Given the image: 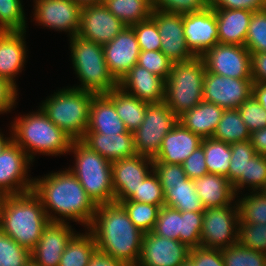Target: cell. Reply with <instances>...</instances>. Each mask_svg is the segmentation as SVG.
<instances>
[{
	"label": "cell",
	"instance_id": "6da1fadb",
	"mask_svg": "<svg viewBox=\"0 0 266 266\" xmlns=\"http://www.w3.org/2000/svg\"><path fill=\"white\" fill-rule=\"evenodd\" d=\"M32 192L40 199L50 222L72 220L85 229L92 224L97 205L69 169L34 178Z\"/></svg>",
	"mask_w": 266,
	"mask_h": 266
},
{
	"label": "cell",
	"instance_id": "7a4b0ae2",
	"mask_svg": "<svg viewBox=\"0 0 266 266\" xmlns=\"http://www.w3.org/2000/svg\"><path fill=\"white\" fill-rule=\"evenodd\" d=\"M88 230L95 238L98 251L128 266L137 265L144 233L134 225L120 203L98 205Z\"/></svg>",
	"mask_w": 266,
	"mask_h": 266
},
{
	"label": "cell",
	"instance_id": "3957f363",
	"mask_svg": "<svg viewBox=\"0 0 266 266\" xmlns=\"http://www.w3.org/2000/svg\"><path fill=\"white\" fill-rule=\"evenodd\" d=\"M49 222L40 199L32 191L3 197L0 230L30 252Z\"/></svg>",
	"mask_w": 266,
	"mask_h": 266
},
{
	"label": "cell",
	"instance_id": "277c9868",
	"mask_svg": "<svg viewBox=\"0 0 266 266\" xmlns=\"http://www.w3.org/2000/svg\"><path fill=\"white\" fill-rule=\"evenodd\" d=\"M14 119L10 130L12 141L33 162L36 154L56 157L69 152L73 139L56 126L40 108Z\"/></svg>",
	"mask_w": 266,
	"mask_h": 266
},
{
	"label": "cell",
	"instance_id": "5b68a950",
	"mask_svg": "<svg viewBox=\"0 0 266 266\" xmlns=\"http://www.w3.org/2000/svg\"><path fill=\"white\" fill-rule=\"evenodd\" d=\"M95 93L67 87L42 101L40 109L73 140H81L87 130L89 110Z\"/></svg>",
	"mask_w": 266,
	"mask_h": 266
},
{
	"label": "cell",
	"instance_id": "8992f818",
	"mask_svg": "<svg viewBox=\"0 0 266 266\" xmlns=\"http://www.w3.org/2000/svg\"><path fill=\"white\" fill-rule=\"evenodd\" d=\"M70 152L74 154L75 166L68 169L77 177L91 200L97 206L115 202L111 162L81 140H73Z\"/></svg>",
	"mask_w": 266,
	"mask_h": 266
},
{
	"label": "cell",
	"instance_id": "52a82bcc",
	"mask_svg": "<svg viewBox=\"0 0 266 266\" xmlns=\"http://www.w3.org/2000/svg\"><path fill=\"white\" fill-rule=\"evenodd\" d=\"M73 69L81 84L73 88L106 94L118 86V81L109 72L103 45L75 35L70 39Z\"/></svg>",
	"mask_w": 266,
	"mask_h": 266
},
{
	"label": "cell",
	"instance_id": "ba28073f",
	"mask_svg": "<svg viewBox=\"0 0 266 266\" xmlns=\"http://www.w3.org/2000/svg\"><path fill=\"white\" fill-rule=\"evenodd\" d=\"M205 72L202 57L172 64L166 79L164 103L177 117L203 101Z\"/></svg>",
	"mask_w": 266,
	"mask_h": 266
},
{
	"label": "cell",
	"instance_id": "9c48e42d",
	"mask_svg": "<svg viewBox=\"0 0 266 266\" xmlns=\"http://www.w3.org/2000/svg\"><path fill=\"white\" fill-rule=\"evenodd\" d=\"M153 171L163 187L164 206L180 212H203L205 210L197 195L193 180L187 177L182 164H167L153 160Z\"/></svg>",
	"mask_w": 266,
	"mask_h": 266
},
{
	"label": "cell",
	"instance_id": "30bf717a",
	"mask_svg": "<svg viewBox=\"0 0 266 266\" xmlns=\"http://www.w3.org/2000/svg\"><path fill=\"white\" fill-rule=\"evenodd\" d=\"M178 123V117L164 103L147 105L144 120L133 132L134 146L138 155L154 158L165 135Z\"/></svg>",
	"mask_w": 266,
	"mask_h": 266
},
{
	"label": "cell",
	"instance_id": "8fae6325",
	"mask_svg": "<svg viewBox=\"0 0 266 266\" xmlns=\"http://www.w3.org/2000/svg\"><path fill=\"white\" fill-rule=\"evenodd\" d=\"M239 208L237 203L205 208L201 230V245L222 250L238 242Z\"/></svg>",
	"mask_w": 266,
	"mask_h": 266
},
{
	"label": "cell",
	"instance_id": "7c38bea8",
	"mask_svg": "<svg viewBox=\"0 0 266 266\" xmlns=\"http://www.w3.org/2000/svg\"><path fill=\"white\" fill-rule=\"evenodd\" d=\"M32 160L11 141L0 153V194L20 195L32 191L34 179L28 178Z\"/></svg>",
	"mask_w": 266,
	"mask_h": 266
},
{
	"label": "cell",
	"instance_id": "4fadbf2b",
	"mask_svg": "<svg viewBox=\"0 0 266 266\" xmlns=\"http://www.w3.org/2000/svg\"><path fill=\"white\" fill-rule=\"evenodd\" d=\"M201 57L206 72L236 79H252L251 53L245 46L218 43Z\"/></svg>",
	"mask_w": 266,
	"mask_h": 266
},
{
	"label": "cell",
	"instance_id": "5bb4252c",
	"mask_svg": "<svg viewBox=\"0 0 266 266\" xmlns=\"http://www.w3.org/2000/svg\"><path fill=\"white\" fill-rule=\"evenodd\" d=\"M252 79L230 78L205 72L203 101L227 109H238L253 95Z\"/></svg>",
	"mask_w": 266,
	"mask_h": 266
},
{
	"label": "cell",
	"instance_id": "9a60e30c",
	"mask_svg": "<svg viewBox=\"0 0 266 266\" xmlns=\"http://www.w3.org/2000/svg\"><path fill=\"white\" fill-rule=\"evenodd\" d=\"M34 20L48 29L78 34L82 7L73 0H34Z\"/></svg>",
	"mask_w": 266,
	"mask_h": 266
},
{
	"label": "cell",
	"instance_id": "2e32d148",
	"mask_svg": "<svg viewBox=\"0 0 266 266\" xmlns=\"http://www.w3.org/2000/svg\"><path fill=\"white\" fill-rule=\"evenodd\" d=\"M126 25L115 17L103 3L87 5L81 9L78 36L96 44L111 42Z\"/></svg>",
	"mask_w": 266,
	"mask_h": 266
},
{
	"label": "cell",
	"instance_id": "e0dca14e",
	"mask_svg": "<svg viewBox=\"0 0 266 266\" xmlns=\"http://www.w3.org/2000/svg\"><path fill=\"white\" fill-rule=\"evenodd\" d=\"M111 167L115 202H122L133 196L141 181L153 170V159L137 154L112 161Z\"/></svg>",
	"mask_w": 266,
	"mask_h": 266
},
{
	"label": "cell",
	"instance_id": "ac0fdd59",
	"mask_svg": "<svg viewBox=\"0 0 266 266\" xmlns=\"http://www.w3.org/2000/svg\"><path fill=\"white\" fill-rule=\"evenodd\" d=\"M190 248L180 241L144 233L136 266H180L188 260Z\"/></svg>",
	"mask_w": 266,
	"mask_h": 266
},
{
	"label": "cell",
	"instance_id": "d6986e66",
	"mask_svg": "<svg viewBox=\"0 0 266 266\" xmlns=\"http://www.w3.org/2000/svg\"><path fill=\"white\" fill-rule=\"evenodd\" d=\"M183 32L188 49L195 57L219 43L215 11L210 6L200 12L183 14Z\"/></svg>",
	"mask_w": 266,
	"mask_h": 266
},
{
	"label": "cell",
	"instance_id": "ffe728a7",
	"mask_svg": "<svg viewBox=\"0 0 266 266\" xmlns=\"http://www.w3.org/2000/svg\"><path fill=\"white\" fill-rule=\"evenodd\" d=\"M151 18L156 22L161 37L160 51L173 63L194 58L186 45L183 32V14L152 11Z\"/></svg>",
	"mask_w": 266,
	"mask_h": 266
},
{
	"label": "cell",
	"instance_id": "44dd1931",
	"mask_svg": "<svg viewBox=\"0 0 266 266\" xmlns=\"http://www.w3.org/2000/svg\"><path fill=\"white\" fill-rule=\"evenodd\" d=\"M109 72L119 82L137 64L141 52L134 29L126 26L111 42L103 45Z\"/></svg>",
	"mask_w": 266,
	"mask_h": 266
},
{
	"label": "cell",
	"instance_id": "7402d4cb",
	"mask_svg": "<svg viewBox=\"0 0 266 266\" xmlns=\"http://www.w3.org/2000/svg\"><path fill=\"white\" fill-rule=\"evenodd\" d=\"M69 222H49L31 251L39 266H58L66 245L76 234Z\"/></svg>",
	"mask_w": 266,
	"mask_h": 266
},
{
	"label": "cell",
	"instance_id": "603a6c76",
	"mask_svg": "<svg viewBox=\"0 0 266 266\" xmlns=\"http://www.w3.org/2000/svg\"><path fill=\"white\" fill-rule=\"evenodd\" d=\"M166 81L144 67L134 65L118 82V86L138 99L151 103L164 102Z\"/></svg>",
	"mask_w": 266,
	"mask_h": 266
},
{
	"label": "cell",
	"instance_id": "cb8c5ba5",
	"mask_svg": "<svg viewBox=\"0 0 266 266\" xmlns=\"http://www.w3.org/2000/svg\"><path fill=\"white\" fill-rule=\"evenodd\" d=\"M26 31H0V77L17 88L16 76L26 62Z\"/></svg>",
	"mask_w": 266,
	"mask_h": 266
},
{
	"label": "cell",
	"instance_id": "d4e9b609",
	"mask_svg": "<svg viewBox=\"0 0 266 266\" xmlns=\"http://www.w3.org/2000/svg\"><path fill=\"white\" fill-rule=\"evenodd\" d=\"M202 138L178 122L164 137L156 162L182 164L192 152L201 146Z\"/></svg>",
	"mask_w": 266,
	"mask_h": 266
},
{
	"label": "cell",
	"instance_id": "484cf974",
	"mask_svg": "<svg viewBox=\"0 0 266 266\" xmlns=\"http://www.w3.org/2000/svg\"><path fill=\"white\" fill-rule=\"evenodd\" d=\"M81 141L110 162L137 155L133 133L101 134L86 132Z\"/></svg>",
	"mask_w": 266,
	"mask_h": 266
},
{
	"label": "cell",
	"instance_id": "4316f807",
	"mask_svg": "<svg viewBox=\"0 0 266 266\" xmlns=\"http://www.w3.org/2000/svg\"><path fill=\"white\" fill-rule=\"evenodd\" d=\"M86 132L101 134L133 133L126 129L113 102L105 94H95L90 105Z\"/></svg>",
	"mask_w": 266,
	"mask_h": 266
},
{
	"label": "cell",
	"instance_id": "83f0119b",
	"mask_svg": "<svg viewBox=\"0 0 266 266\" xmlns=\"http://www.w3.org/2000/svg\"><path fill=\"white\" fill-rule=\"evenodd\" d=\"M220 44L245 45L252 11L247 9H213Z\"/></svg>",
	"mask_w": 266,
	"mask_h": 266
},
{
	"label": "cell",
	"instance_id": "f1b7e54d",
	"mask_svg": "<svg viewBox=\"0 0 266 266\" xmlns=\"http://www.w3.org/2000/svg\"><path fill=\"white\" fill-rule=\"evenodd\" d=\"M193 183L205 208L222 207L237 203L235 200L239 196L236 195L233 185L224 176L206 174L193 179Z\"/></svg>",
	"mask_w": 266,
	"mask_h": 266
},
{
	"label": "cell",
	"instance_id": "f546056e",
	"mask_svg": "<svg viewBox=\"0 0 266 266\" xmlns=\"http://www.w3.org/2000/svg\"><path fill=\"white\" fill-rule=\"evenodd\" d=\"M223 111L224 109L216 104L201 101L179 116L178 122L202 139L210 138L221 120Z\"/></svg>",
	"mask_w": 266,
	"mask_h": 266
},
{
	"label": "cell",
	"instance_id": "4dcf8cb0",
	"mask_svg": "<svg viewBox=\"0 0 266 266\" xmlns=\"http://www.w3.org/2000/svg\"><path fill=\"white\" fill-rule=\"evenodd\" d=\"M105 95L113 102L117 114L124 122L126 129L134 132L143 122L149 103L127 93L119 86Z\"/></svg>",
	"mask_w": 266,
	"mask_h": 266
},
{
	"label": "cell",
	"instance_id": "1f68e13d",
	"mask_svg": "<svg viewBox=\"0 0 266 266\" xmlns=\"http://www.w3.org/2000/svg\"><path fill=\"white\" fill-rule=\"evenodd\" d=\"M88 231V232H87ZM85 233H76L68 242L58 266H88L97 250L93 234L87 229Z\"/></svg>",
	"mask_w": 266,
	"mask_h": 266
},
{
	"label": "cell",
	"instance_id": "d6a6232c",
	"mask_svg": "<svg viewBox=\"0 0 266 266\" xmlns=\"http://www.w3.org/2000/svg\"><path fill=\"white\" fill-rule=\"evenodd\" d=\"M102 3L129 27L150 18L153 11L152 0H103Z\"/></svg>",
	"mask_w": 266,
	"mask_h": 266
},
{
	"label": "cell",
	"instance_id": "836d02e7",
	"mask_svg": "<svg viewBox=\"0 0 266 266\" xmlns=\"http://www.w3.org/2000/svg\"><path fill=\"white\" fill-rule=\"evenodd\" d=\"M212 138L233 144L250 140L251 132L241 118L238 109L224 110Z\"/></svg>",
	"mask_w": 266,
	"mask_h": 266
},
{
	"label": "cell",
	"instance_id": "e575fe53",
	"mask_svg": "<svg viewBox=\"0 0 266 266\" xmlns=\"http://www.w3.org/2000/svg\"><path fill=\"white\" fill-rule=\"evenodd\" d=\"M201 146L204 149L208 174H217L228 179L232 154L230 144L210 137L202 139Z\"/></svg>",
	"mask_w": 266,
	"mask_h": 266
},
{
	"label": "cell",
	"instance_id": "d590c367",
	"mask_svg": "<svg viewBox=\"0 0 266 266\" xmlns=\"http://www.w3.org/2000/svg\"><path fill=\"white\" fill-rule=\"evenodd\" d=\"M251 194L238 198L239 220L250 224L266 223V195L262 191H252Z\"/></svg>",
	"mask_w": 266,
	"mask_h": 266
},
{
	"label": "cell",
	"instance_id": "8d00e7d4",
	"mask_svg": "<svg viewBox=\"0 0 266 266\" xmlns=\"http://www.w3.org/2000/svg\"><path fill=\"white\" fill-rule=\"evenodd\" d=\"M265 186L266 155L256 154L248 161L245 174H242L241 180L233 187L234 192L238 195L244 187H249V190L252 191H261Z\"/></svg>",
	"mask_w": 266,
	"mask_h": 266
},
{
	"label": "cell",
	"instance_id": "74e56055",
	"mask_svg": "<svg viewBox=\"0 0 266 266\" xmlns=\"http://www.w3.org/2000/svg\"><path fill=\"white\" fill-rule=\"evenodd\" d=\"M120 203L128 217L143 233L152 232L157 221L160 206L125 200Z\"/></svg>",
	"mask_w": 266,
	"mask_h": 266
},
{
	"label": "cell",
	"instance_id": "f35d334b",
	"mask_svg": "<svg viewBox=\"0 0 266 266\" xmlns=\"http://www.w3.org/2000/svg\"><path fill=\"white\" fill-rule=\"evenodd\" d=\"M230 147L232 154L228 181L234 187L241 180L242 174H245V167L248 161L256 155V152L250 140L230 144Z\"/></svg>",
	"mask_w": 266,
	"mask_h": 266
},
{
	"label": "cell",
	"instance_id": "ab89813d",
	"mask_svg": "<svg viewBox=\"0 0 266 266\" xmlns=\"http://www.w3.org/2000/svg\"><path fill=\"white\" fill-rule=\"evenodd\" d=\"M225 266H265L266 254L250 250L238 242L221 250Z\"/></svg>",
	"mask_w": 266,
	"mask_h": 266
},
{
	"label": "cell",
	"instance_id": "60d3db41",
	"mask_svg": "<svg viewBox=\"0 0 266 266\" xmlns=\"http://www.w3.org/2000/svg\"><path fill=\"white\" fill-rule=\"evenodd\" d=\"M22 0H0V31H26Z\"/></svg>",
	"mask_w": 266,
	"mask_h": 266
},
{
	"label": "cell",
	"instance_id": "b9f144b4",
	"mask_svg": "<svg viewBox=\"0 0 266 266\" xmlns=\"http://www.w3.org/2000/svg\"><path fill=\"white\" fill-rule=\"evenodd\" d=\"M244 46L250 53L266 52V9L252 13Z\"/></svg>",
	"mask_w": 266,
	"mask_h": 266
},
{
	"label": "cell",
	"instance_id": "7bdbcfd3",
	"mask_svg": "<svg viewBox=\"0 0 266 266\" xmlns=\"http://www.w3.org/2000/svg\"><path fill=\"white\" fill-rule=\"evenodd\" d=\"M130 201L158 205L165 204L163 187L160 184L157 174L152 170L147 177L141 181L137 191L129 199Z\"/></svg>",
	"mask_w": 266,
	"mask_h": 266
},
{
	"label": "cell",
	"instance_id": "ee69618b",
	"mask_svg": "<svg viewBox=\"0 0 266 266\" xmlns=\"http://www.w3.org/2000/svg\"><path fill=\"white\" fill-rule=\"evenodd\" d=\"M31 252L0 230V266H25Z\"/></svg>",
	"mask_w": 266,
	"mask_h": 266
},
{
	"label": "cell",
	"instance_id": "f6af8a7d",
	"mask_svg": "<svg viewBox=\"0 0 266 266\" xmlns=\"http://www.w3.org/2000/svg\"><path fill=\"white\" fill-rule=\"evenodd\" d=\"M203 223V212H181V231L179 241L189 248L201 245V230Z\"/></svg>",
	"mask_w": 266,
	"mask_h": 266
},
{
	"label": "cell",
	"instance_id": "bcb514c9",
	"mask_svg": "<svg viewBox=\"0 0 266 266\" xmlns=\"http://www.w3.org/2000/svg\"><path fill=\"white\" fill-rule=\"evenodd\" d=\"M238 243L246 248L266 254V223L238 222Z\"/></svg>",
	"mask_w": 266,
	"mask_h": 266
},
{
	"label": "cell",
	"instance_id": "7dc6e473",
	"mask_svg": "<svg viewBox=\"0 0 266 266\" xmlns=\"http://www.w3.org/2000/svg\"><path fill=\"white\" fill-rule=\"evenodd\" d=\"M181 231V212L171 207L162 206L152 232L155 235L179 241Z\"/></svg>",
	"mask_w": 266,
	"mask_h": 266
},
{
	"label": "cell",
	"instance_id": "c3c4849f",
	"mask_svg": "<svg viewBox=\"0 0 266 266\" xmlns=\"http://www.w3.org/2000/svg\"><path fill=\"white\" fill-rule=\"evenodd\" d=\"M141 51L161 49V37L156 22L150 17L131 26Z\"/></svg>",
	"mask_w": 266,
	"mask_h": 266
},
{
	"label": "cell",
	"instance_id": "681fc988",
	"mask_svg": "<svg viewBox=\"0 0 266 266\" xmlns=\"http://www.w3.org/2000/svg\"><path fill=\"white\" fill-rule=\"evenodd\" d=\"M137 64L166 81L171 72L173 62L160 50H149L140 52Z\"/></svg>",
	"mask_w": 266,
	"mask_h": 266
},
{
	"label": "cell",
	"instance_id": "f907efd6",
	"mask_svg": "<svg viewBox=\"0 0 266 266\" xmlns=\"http://www.w3.org/2000/svg\"><path fill=\"white\" fill-rule=\"evenodd\" d=\"M154 10L187 14L200 12L210 6V0H152Z\"/></svg>",
	"mask_w": 266,
	"mask_h": 266
},
{
	"label": "cell",
	"instance_id": "816d5d0a",
	"mask_svg": "<svg viewBox=\"0 0 266 266\" xmlns=\"http://www.w3.org/2000/svg\"><path fill=\"white\" fill-rule=\"evenodd\" d=\"M238 111L251 133L266 127V110L253 95L239 106Z\"/></svg>",
	"mask_w": 266,
	"mask_h": 266
},
{
	"label": "cell",
	"instance_id": "f5cc1de1",
	"mask_svg": "<svg viewBox=\"0 0 266 266\" xmlns=\"http://www.w3.org/2000/svg\"><path fill=\"white\" fill-rule=\"evenodd\" d=\"M188 261L193 266H225L221 250L202 246L190 248Z\"/></svg>",
	"mask_w": 266,
	"mask_h": 266
},
{
	"label": "cell",
	"instance_id": "db71d44e",
	"mask_svg": "<svg viewBox=\"0 0 266 266\" xmlns=\"http://www.w3.org/2000/svg\"><path fill=\"white\" fill-rule=\"evenodd\" d=\"M182 167L187 177L192 180L208 174L203 147L199 146L192 152L182 163Z\"/></svg>",
	"mask_w": 266,
	"mask_h": 266
},
{
	"label": "cell",
	"instance_id": "11a10c76",
	"mask_svg": "<svg viewBox=\"0 0 266 266\" xmlns=\"http://www.w3.org/2000/svg\"><path fill=\"white\" fill-rule=\"evenodd\" d=\"M18 89L5 78L0 77V114L10 112L18 96Z\"/></svg>",
	"mask_w": 266,
	"mask_h": 266
},
{
	"label": "cell",
	"instance_id": "9f6ffc18",
	"mask_svg": "<svg viewBox=\"0 0 266 266\" xmlns=\"http://www.w3.org/2000/svg\"><path fill=\"white\" fill-rule=\"evenodd\" d=\"M213 9H247L252 12L263 10L262 0H210Z\"/></svg>",
	"mask_w": 266,
	"mask_h": 266
},
{
	"label": "cell",
	"instance_id": "6f0895ef",
	"mask_svg": "<svg viewBox=\"0 0 266 266\" xmlns=\"http://www.w3.org/2000/svg\"><path fill=\"white\" fill-rule=\"evenodd\" d=\"M253 83H266V52L251 53Z\"/></svg>",
	"mask_w": 266,
	"mask_h": 266
},
{
	"label": "cell",
	"instance_id": "680465c9",
	"mask_svg": "<svg viewBox=\"0 0 266 266\" xmlns=\"http://www.w3.org/2000/svg\"><path fill=\"white\" fill-rule=\"evenodd\" d=\"M88 266H128L122 261L113 259L101 251L96 250L90 259Z\"/></svg>",
	"mask_w": 266,
	"mask_h": 266
},
{
	"label": "cell",
	"instance_id": "91938a15",
	"mask_svg": "<svg viewBox=\"0 0 266 266\" xmlns=\"http://www.w3.org/2000/svg\"><path fill=\"white\" fill-rule=\"evenodd\" d=\"M250 141L256 154L266 155V127L253 131Z\"/></svg>",
	"mask_w": 266,
	"mask_h": 266
},
{
	"label": "cell",
	"instance_id": "94428289",
	"mask_svg": "<svg viewBox=\"0 0 266 266\" xmlns=\"http://www.w3.org/2000/svg\"><path fill=\"white\" fill-rule=\"evenodd\" d=\"M253 96L266 110V83H254Z\"/></svg>",
	"mask_w": 266,
	"mask_h": 266
},
{
	"label": "cell",
	"instance_id": "6125c7cd",
	"mask_svg": "<svg viewBox=\"0 0 266 266\" xmlns=\"http://www.w3.org/2000/svg\"><path fill=\"white\" fill-rule=\"evenodd\" d=\"M12 141V136L5 137L3 133L0 132V153L3 149Z\"/></svg>",
	"mask_w": 266,
	"mask_h": 266
},
{
	"label": "cell",
	"instance_id": "be15d7a7",
	"mask_svg": "<svg viewBox=\"0 0 266 266\" xmlns=\"http://www.w3.org/2000/svg\"><path fill=\"white\" fill-rule=\"evenodd\" d=\"M75 3L79 4L81 7L87 6V5H93L102 3L103 0H73Z\"/></svg>",
	"mask_w": 266,
	"mask_h": 266
},
{
	"label": "cell",
	"instance_id": "e7e4bbea",
	"mask_svg": "<svg viewBox=\"0 0 266 266\" xmlns=\"http://www.w3.org/2000/svg\"><path fill=\"white\" fill-rule=\"evenodd\" d=\"M25 266H39V265H37L32 259H30Z\"/></svg>",
	"mask_w": 266,
	"mask_h": 266
},
{
	"label": "cell",
	"instance_id": "03108f58",
	"mask_svg": "<svg viewBox=\"0 0 266 266\" xmlns=\"http://www.w3.org/2000/svg\"><path fill=\"white\" fill-rule=\"evenodd\" d=\"M180 266H193V265L187 260Z\"/></svg>",
	"mask_w": 266,
	"mask_h": 266
},
{
	"label": "cell",
	"instance_id": "003e7915",
	"mask_svg": "<svg viewBox=\"0 0 266 266\" xmlns=\"http://www.w3.org/2000/svg\"><path fill=\"white\" fill-rule=\"evenodd\" d=\"M263 3V9H266V0H262Z\"/></svg>",
	"mask_w": 266,
	"mask_h": 266
},
{
	"label": "cell",
	"instance_id": "a7ac6f4b",
	"mask_svg": "<svg viewBox=\"0 0 266 266\" xmlns=\"http://www.w3.org/2000/svg\"><path fill=\"white\" fill-rule=\"evenodd\" d=\"M3 197L4 196L2 194H0V207H1V203H2Z\"/></svg>",
	"mask_w": 266,
	"mask_h": 266
},
{
	"label": "cell",
	"instance_id": "89a4df30",
	"mask_svg": "<svg viewBox=\"0 0 266 266\" xmlns=\"http://www.w3.org/2000/svg\"><path fill=\"white\" fill-rule=\"evenodd\" d=\"M261 191L266 195V186Z\"/></svg>",
	"mask_w": 266,
	"mask_h": 266
}]
</instances>
